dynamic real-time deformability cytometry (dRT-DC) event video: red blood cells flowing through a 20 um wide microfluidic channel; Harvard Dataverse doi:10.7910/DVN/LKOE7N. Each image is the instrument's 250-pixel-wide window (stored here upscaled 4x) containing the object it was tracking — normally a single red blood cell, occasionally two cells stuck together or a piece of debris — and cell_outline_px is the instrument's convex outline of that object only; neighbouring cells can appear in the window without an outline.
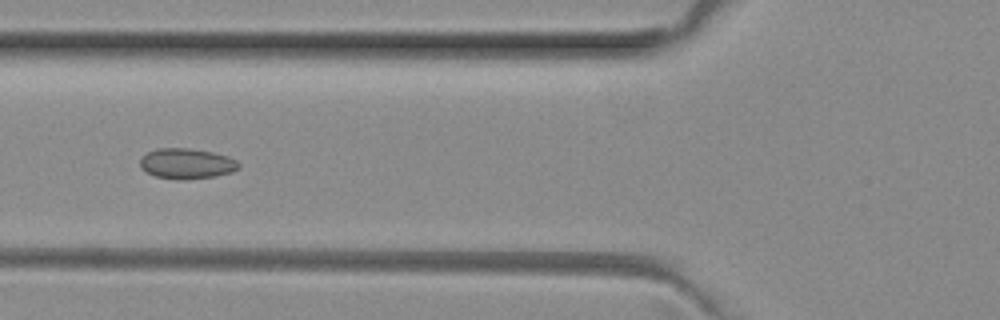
{"species": "common noctule bat (a hibernating species)", "species_latin": "Nyctalus noctula", "temperature_condition": "room temperature", "stored_images_in_passage": 5, "camera_frame_rate_fps": 3000, "um_per_image_px": 0.085, "animal": {"sex": "female", "body_mass_g": 29.2, "forearm_length_mm": 56.3}, "frame": {"image": 1, "passage_image": 5, "time_ms": 1.333, "image_size_px": [1000, 320], "cell_outline_px": [[240, 168], [232, 172], [216, 176], [184, 180], [176, 180], [156, 176], [140, 168], [140, 160], [148, 152], [156, 148], [188, 148], [212, 152], [228, 156], [236, 160], [240, 164]], "centroid_in_image_um": [15.89, 13.91], "position_along_channel_um": 109.9, "area_um2": 17.57}}